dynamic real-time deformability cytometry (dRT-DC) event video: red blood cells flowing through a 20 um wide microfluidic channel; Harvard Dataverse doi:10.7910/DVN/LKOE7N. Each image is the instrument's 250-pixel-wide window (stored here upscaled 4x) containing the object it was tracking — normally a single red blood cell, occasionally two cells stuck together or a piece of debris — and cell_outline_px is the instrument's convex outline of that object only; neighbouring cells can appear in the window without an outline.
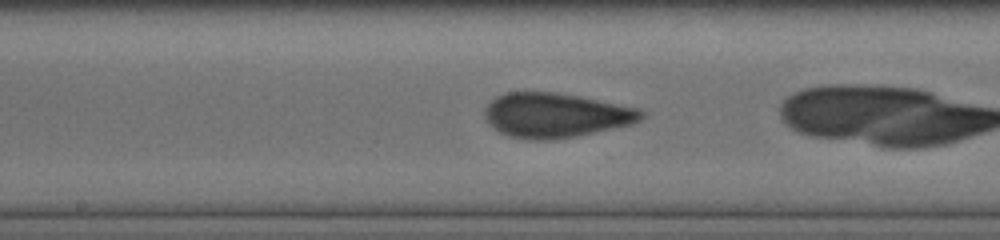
{"species": "human", "species_latin": "Homo sapiens", "temperature_condition": "cold", "stored_images_in_passage": 25, "camera_frame_rate_fps": 3000, "um_per_image_px": 0.085, "donor": {"sex": "male"}, "frame": {"image": 1, "passage_image": 11, "time_ms": 3.333, "image_size_px": [1000, 240], "cell_outline_px": [[644, 116], [640, 120], [632, 124], [576, 136], [556, 140], [528, 140], [508, 136], [500, 132], [488, 124], [484, 120], [484, 108], [496, 96], [508, 92], [556, 92], [580, 96], [640, 108], [644, 112]], "centroid_in_image_um": [47.21, 9.8], "position_along_channel_um": 201.0, "area_um2": 41.04}}